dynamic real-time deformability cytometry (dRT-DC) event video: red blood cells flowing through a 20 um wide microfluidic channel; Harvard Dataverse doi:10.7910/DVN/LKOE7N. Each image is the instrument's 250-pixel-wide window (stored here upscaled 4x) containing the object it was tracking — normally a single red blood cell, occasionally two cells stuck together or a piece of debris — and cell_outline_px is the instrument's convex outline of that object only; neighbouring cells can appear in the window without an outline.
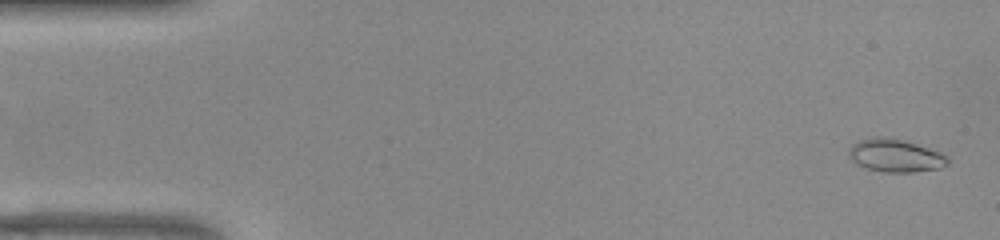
{"species": "common noctule bat (a hibernating species)", "species_latin": "Nyctalus noctula", "temperature_condition": "warm", "stored_images_in_passage": 52, "camera_frame_rate_fps": 3000, "um_per_image_px": 0.085, "animal": {"sex": "female", "body_mass_g": 22.0, "forearm_length_mm": 56.7}, "frame": {"image": 1, "passage_image": 2, "time_ms": 0.333, "image_size_px": [1000, 240], "cell_outline_px": [[948, 164], [940, 168], [912, 172], [884, 172], [868, 168], [856, 164], [848, 156], [848, 148], [852, 144], [860, 140], [876, 136], [888, 136], [904, 140], [940, 152], [948, 156]], "centroid_in_image_um": [76.08, 13.21], "position_along_channel_um": 8.9, "area_um2": 19.07}}
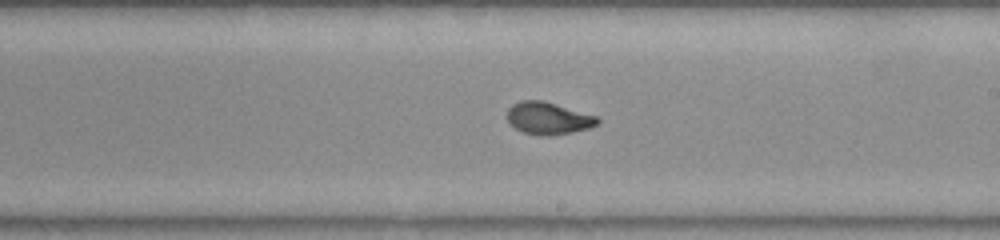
{"frame": {"image": 2, "passage_image": 30, "time_ms": 9.667, "image_size_px": [1000, 240], "cell_outline_px": [[600, 124], [588, 128], [572, 132], [548, 136], [540, 136], [524, 132], [516, 128], [508, 120], [508, 108], [512, 104], [524, 100], [544, 100], [596, 116], [600, 120]], "centroid_in_image_um": [46.62, 10.05], "position_along_channel_um": 242.4, "area_um2": 16.88}}
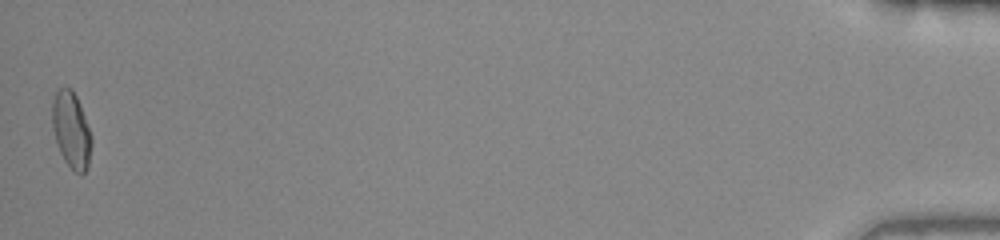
{"frame": {"image": 3, "passage_image": 52, "time_ms": 17.0, "image_size_px": [1000, 240], "cell_outline_px": [[92, 144], [88, 168], [80, 176], [64, 160], [60, 152], [52, 128], [52, 100], [56, 92], [64, 84], [72, 88], [80, 104], [92, 136]], "centroid_in_image_um": [6.07, 11.02], "position_along_channel_um": 429.1, "area_um2": 17.69}, "authors_computed_cell_mechanics": {"area_um2": 17.051, "velocity_mm_per_s": 3.9129, "shape_relaxation_time_tau1_ms": null, "shape_relaxation_time_tau2_ms": 0.8491, "deformation_change_tau1": null, "deformation_change_tau2": 0.0578}}